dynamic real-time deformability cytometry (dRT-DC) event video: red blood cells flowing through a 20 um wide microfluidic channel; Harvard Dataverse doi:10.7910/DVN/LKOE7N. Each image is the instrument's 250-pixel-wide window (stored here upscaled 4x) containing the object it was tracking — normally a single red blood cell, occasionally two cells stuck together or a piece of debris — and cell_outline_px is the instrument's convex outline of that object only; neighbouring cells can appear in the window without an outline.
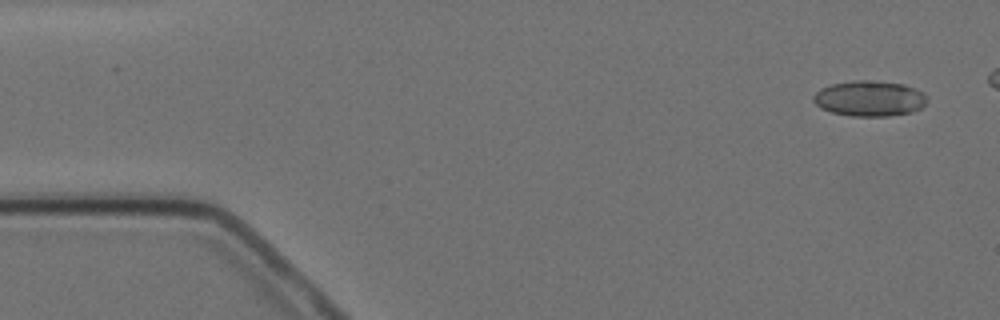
{"species": "Egyptian fruit bat (a non-hibernating species)", "species_latin": "Rousettus aegyptiacus", "temperature_condition": "cold", "stored_images_in_passage": 6, "camera_frame_rate_fps": 3000, "um_per_image_px": 0.085, "animal": {"sex": "female"}, "frame": {"image": 1, "passage_image": 1, "time_ms": 0.0, "image_size_px": [1000, 320], "cell_outline_px": [[928, 100], [920, 108], [912, 112], [888, 116], [848, 116], [832, 112], [820, 108], [812, 100], [812, 96], [820, 88], [832, 84], [852, 80], [876, 80], [904, 84], [916, 88], [924, 92], [928, 96]], "centroid_in_image_um": [73.91, 8.36], "position_along_channel_um": 11.1, "area_um2": 23.93}}
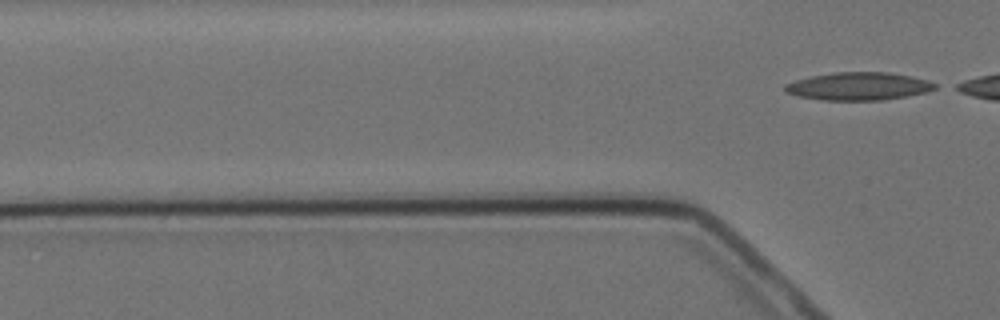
{"frame": {"image": 2, "passage_image": 6, "time_ms": 6.667, "image_size_px": [1000, 320], "cell_outline_px": [[936, 88], [928, 92], [908, 96], [884, 100], [820, 100], [800, 96], [784, 92], [784, 84], [796, 80], [812, 76], [836, 72], [888, 72], [912, 76], [928, 80], [936, 84]], "centroid_in_image_um": [73.0, 7.33], "position_along_channel_um": 52.8, "area_um2": 24.45}}